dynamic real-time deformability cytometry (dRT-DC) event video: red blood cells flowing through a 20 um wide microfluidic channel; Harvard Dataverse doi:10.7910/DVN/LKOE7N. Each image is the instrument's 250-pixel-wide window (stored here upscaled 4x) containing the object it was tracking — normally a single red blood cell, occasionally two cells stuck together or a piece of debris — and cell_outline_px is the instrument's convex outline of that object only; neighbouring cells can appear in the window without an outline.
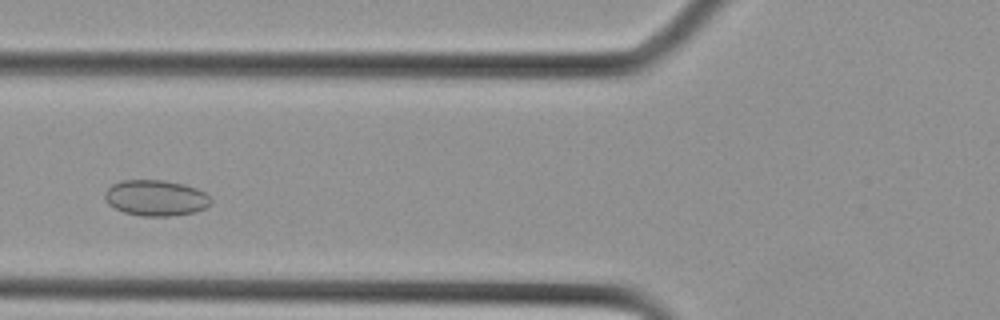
{"species": "Egyptian fruit bat (a non-hibernating species)", "species_latin": "Rousettus aegyptiacus", "temperature_condition": "cold", "stored_images_in_passage": 11, "camera_frame_rate_fps": 3000, "um_per_image_px": 0.085, "animal": {"sex": "female"}, "frame": {"image": 1, "passage_image": 3, "time_ms": 0.667, "image_size_px": [1000, 320], "cell_outline_px": [[200, 208], [188, 212], [128, 212], [112, 204], [112, 188], [116, 184], [132, 180], [148, 180], [176, 184], [192, 188], [200, 192]], "centroid_in_image_um": [13.16, 16.75], "position_along_channel_um": 112.6, "area_um2": 17.63}}
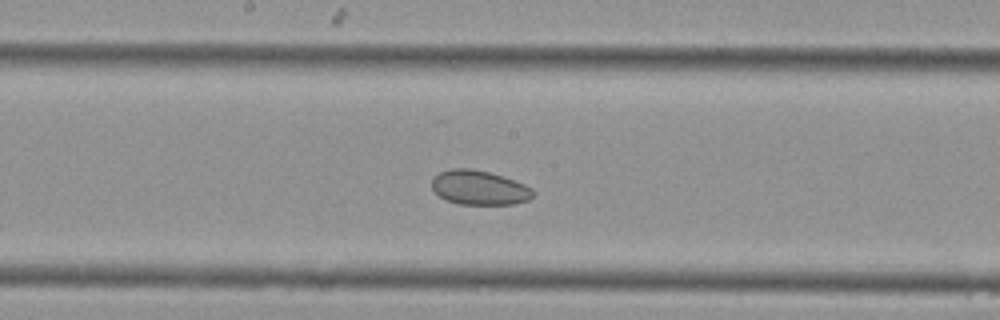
{"frame": {"image": 2, "passage_image": 7, "time_ms": 2.0, "image_size_px": [1000, 320], "cell_outline_px": [[532, 192], [524, 200], [504, 204], [468, 204], [452, 200], [440, 196], [436, 192], [432, 184], [436, 176], [444, 172], [484, 172], [500, 176], [520, 184], [528, 188]], "centroid_in_image_um": [40.72, 16.01], "position_along_channel_um": 207.5, "area_um2": 17.8}}
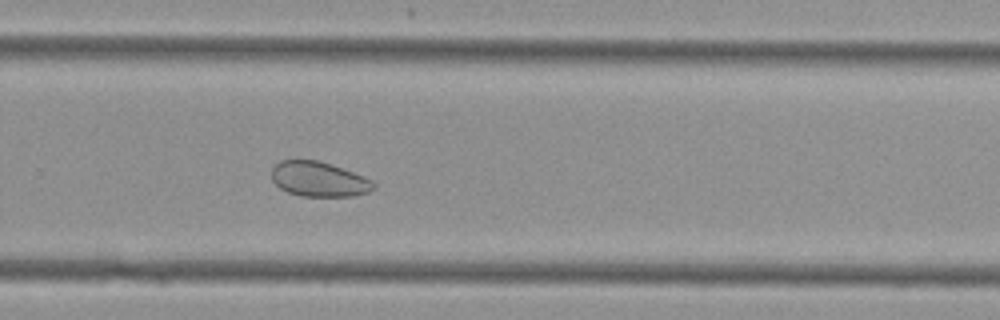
{"frame": {"image": 3, "passage_image": 11, "time_ms": 3.333, "image_size_px": [1000, 320], "cell_outline_px": [[364, 180], [360, 192], [340, 196], [312, 196], [292, 192], [284, 188], [276, 180], [280, 164], [284, 160], [312, 160], [348, 172]], "centroid_in_image_um": [26.94, 15.22], "position_along_channel_um": 302.9, "area_um2": 17.17}}